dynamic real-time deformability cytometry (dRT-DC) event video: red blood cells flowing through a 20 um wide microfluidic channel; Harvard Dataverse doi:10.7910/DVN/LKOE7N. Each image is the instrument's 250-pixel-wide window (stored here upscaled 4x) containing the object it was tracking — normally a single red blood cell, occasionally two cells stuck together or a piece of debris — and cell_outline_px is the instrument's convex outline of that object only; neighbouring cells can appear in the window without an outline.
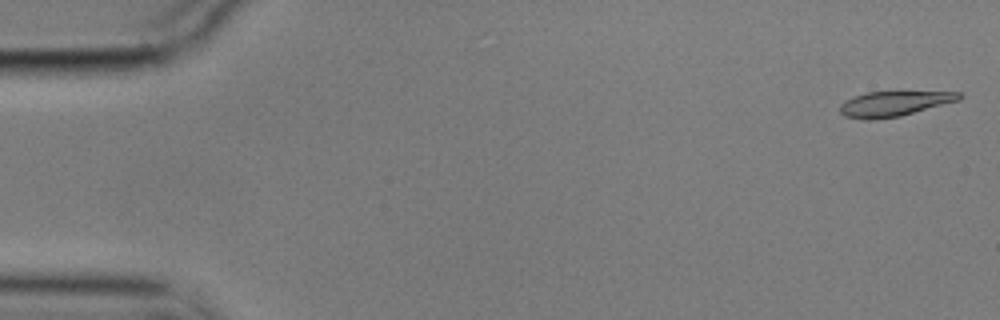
{"species": "common noctule bat (a hibernating species)", "species_latin": "Nyctalus noctula", "temperature_condition": "cold", "stored_images_in_passage": 54, "camera_frame_rate_fps": 3000, "um_per_image_px": 0.085, "animal": {"sex": "male", "body_mass_g": 17.9}, "frame": {"image": 1, "passage_image": 2, "time_ms": 0.333, "image_size_px": [1000, 320], "cell_outline_px": [[960, 96], [956, 100], [912, 112], [896, 116], [848, 116], [840, 108], [848, 100], [856, 96], [872, 92], [960, 92]], "centroid_in_image_um": [76.08, 8.75], "position_along_channel_um": 8.9, "area_um2": 15.37}}
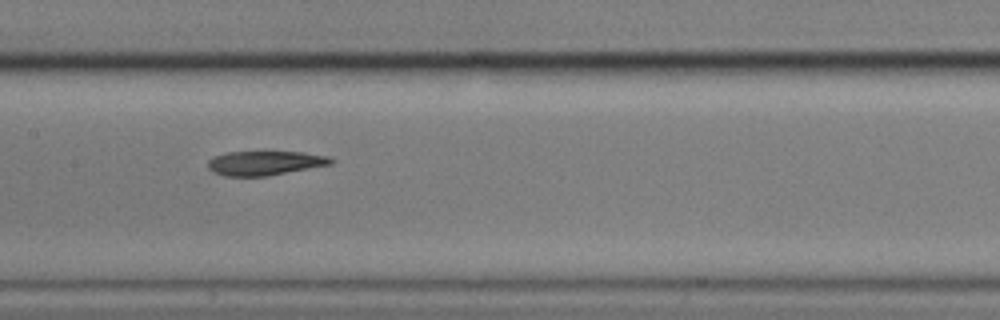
{"frame": {"image": 2, "passage_image": 28, "time_ms": 9.0, "image_size_px": [1000, 320], "cell_outline_px": [[332, 160], [328, 164], [264, 176], [228, 176], [216, 172], [208, 164], [208, 160], [216, 156], [232, 152], [300, 152], [324, 156]], "centroid_in_image_um": [22.46, 13.85], "position_along_channel_um": 184.9, "area_um2": 16.42}}
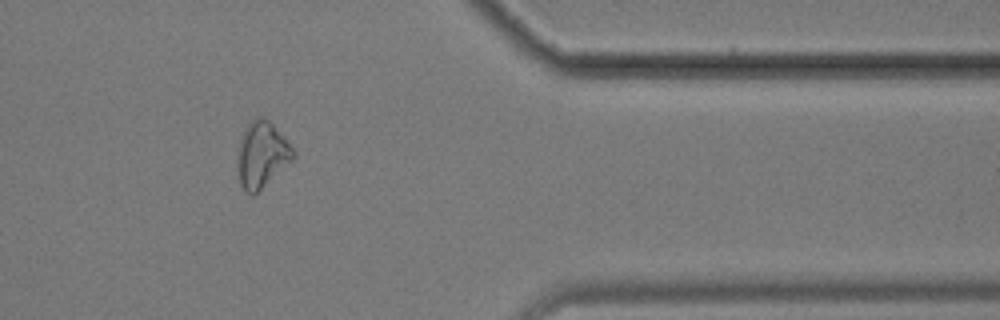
{"frame": {"image": 3, "passage_image": 47, "time_ms": 15.333, "image_size_px": [1000, 320], "cell_outline_px": [[292, 156], [256, 192], [248, 192], [244, 188], [240, 180], [240, 152], [244, 140], [252, 124], [256, 120], [264, 120], [292, 148]], "centroid_in_image_um": [22.26, 13.23], "position_along_channel_um": 389.1, "area_um2": 17.74}}